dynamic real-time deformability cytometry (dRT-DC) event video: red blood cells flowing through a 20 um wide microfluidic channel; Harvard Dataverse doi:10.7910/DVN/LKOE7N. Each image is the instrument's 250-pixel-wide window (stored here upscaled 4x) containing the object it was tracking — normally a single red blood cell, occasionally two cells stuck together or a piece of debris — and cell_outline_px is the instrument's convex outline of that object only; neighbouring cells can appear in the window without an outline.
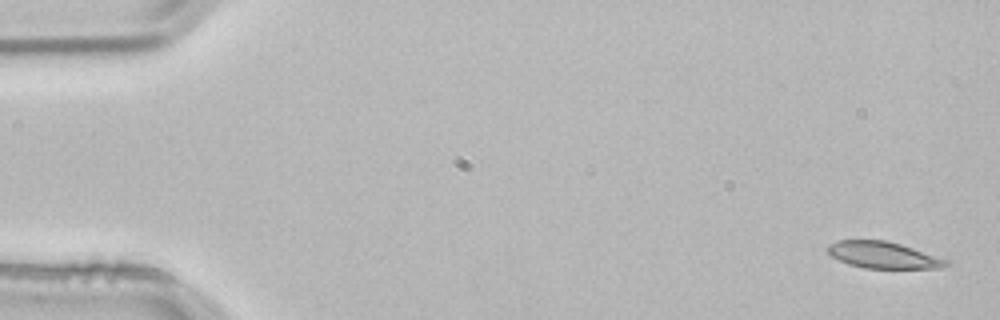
{"species": "common noctule bat (a hibernating species)", "species_latin": "Nyctalus noctula", "temperature_condition": "room temperature", "stored_images_in_passage": 3, "camera_frame_rate_fps": 3000, "um_per_image_px": 0.085, "animal": {"sex": "male", "body_mass_g": 21.5, "forearm_length_mm": 52.0}, "frame": {"image": 1, "passage_image": 1, "time_ms": 0.0, "image_size_px": [1000, 320], "cell_outline_px": [[948, 264], [940, 268], [864, 268], [848, 264], [832, 256], [824, 248], [828, 244], [836, 240], [884, 240], [900, 244], [948, 260]], "centroid_in_image_um": [75.0, 21.67], "position_along_channel_um": 10.0, "area_um2": 18.21}}